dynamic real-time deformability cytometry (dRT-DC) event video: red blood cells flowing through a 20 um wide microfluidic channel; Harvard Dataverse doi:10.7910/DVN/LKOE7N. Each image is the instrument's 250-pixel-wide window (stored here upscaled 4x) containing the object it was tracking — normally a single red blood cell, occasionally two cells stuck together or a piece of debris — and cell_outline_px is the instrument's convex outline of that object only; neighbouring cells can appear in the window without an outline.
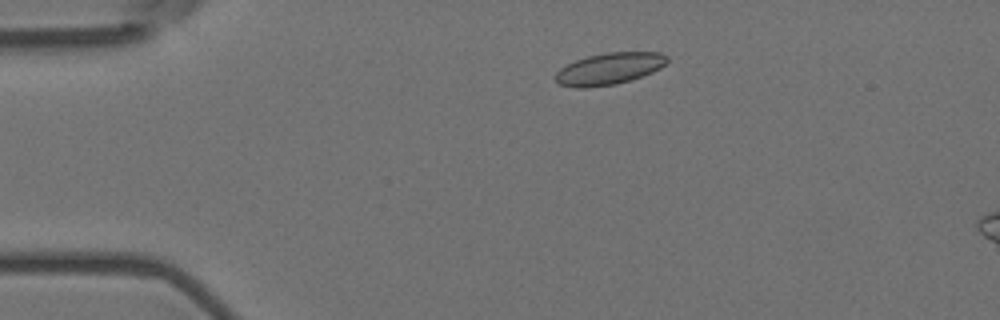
{"species": "Egyptian fruit bat (a non-hibernating species)", "species_latin": "Rousettus aegyptiacus", "temperature_condition": "room temperature", "stored_images_in_passage": 4, "camera_frame_rate_fps": 3000, "um_per_image_px": 0.085, "animal": {"sex": "female"}, "frame": {"image": 1, "passage_image": 2, "time_ms": 0.333, "image_size_px": [1000, 320], "cell_outline_px": [[668, 60], [660, 68], [652, 72], [616, 84], [584, 88], [576, 88], [560, 84], [556, 80], [556, 72], [560, 68], [576, 60], [588, 56], [608, 52], [660, 52], [668, 56]], "centroid_in_image_um": [51.78, 5.83], "position_along_channel_um": 33.2, "area_um2": 20.4}}